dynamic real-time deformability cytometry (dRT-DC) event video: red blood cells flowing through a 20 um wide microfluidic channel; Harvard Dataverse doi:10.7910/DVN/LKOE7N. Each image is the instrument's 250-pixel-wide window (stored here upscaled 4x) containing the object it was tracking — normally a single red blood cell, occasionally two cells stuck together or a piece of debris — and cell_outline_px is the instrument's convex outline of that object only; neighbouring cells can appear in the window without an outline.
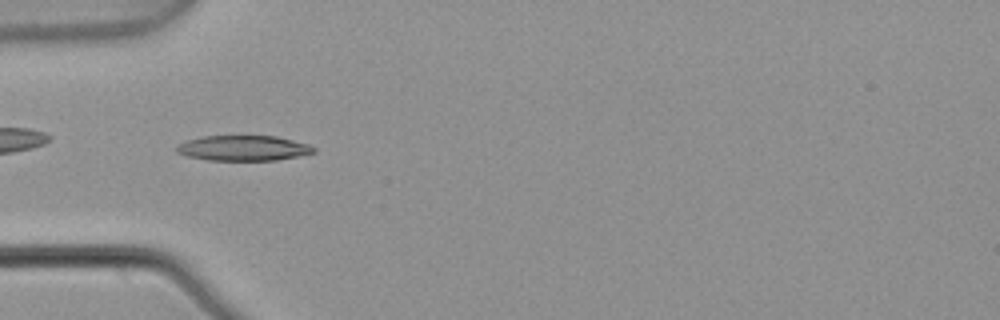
{"species": "common noctule bat (a hibernating species)", "species_latin": "Nyctalus noctula", "temperature_condition": "warm", "stored_images_in_passage": 7, "camera_frame_rate_fps": 3000, "um_per_image_px": 0.085, "animal": {"sex": "male", "body_mass_g": 21.5, "forearm_length_mm": 52.0}, "frame": {"image": 1, "passage_image": 5, "time_ms": 1.333, "image_size_px": [1000, 320], "cell_outline_px": [[316, 152], [276, 160], [208, 160], [188, 156], [176, 152], [176, 148], [180, 144], [188, 140], [204, 136], [276, 136], [308, 144], [316, 148]], "centroid_in_image_um": [20.7, 12.59], "position_along_channel_um": 64.3, "area_um2": 19.94}}
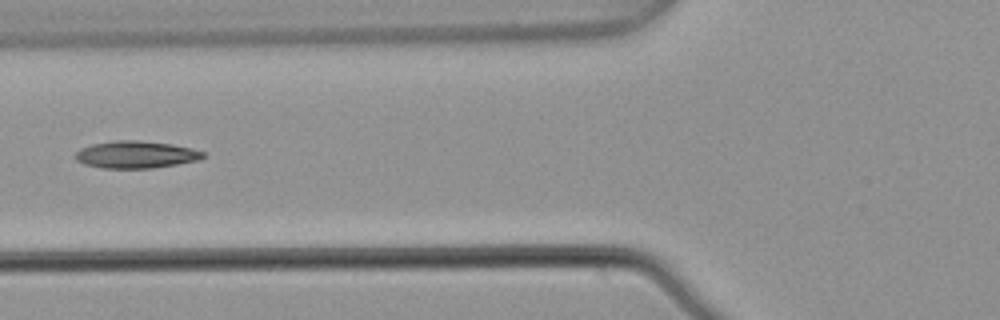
{"frame": {"image": 2, "passage_image": 6, "time_ms": 1.667, "image_size_px": [1000, 320], "cell_outline_px": [[204, 156], [200, 160], [152, 168], [100, 168], [84, 164], [76, 160], [72, 156], [80, 148], [92, 144], [116, 140], [140, 140], [172, 144], [192, 148], [204, 152]], "centroid_in_image_um": [11.52, 13.14], "position_along_channel_um": 114.3, "area_um2": 20.4}}
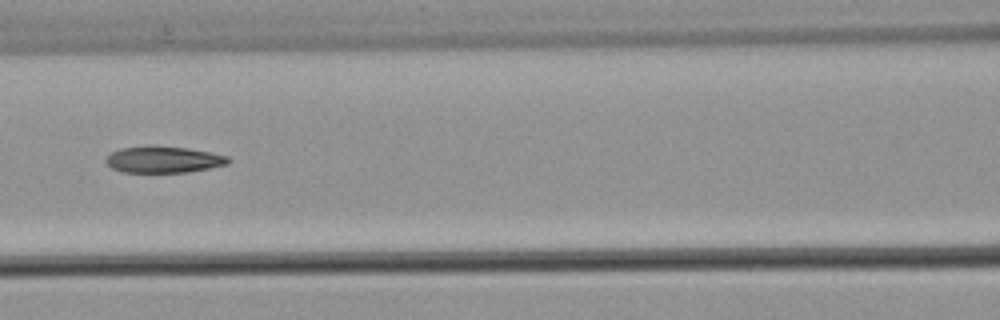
{"frame": {"image": 3, "passage_image": 7, "time_ms": 2.0, "image_size_px": [1000, 320], "cell_outline_px": [[232, 160], [228, 164], [188, 172], [124, 172], [112, 168], [104, 160], [112, 152], [120, 148], [148, 144], [156, 144], [188, 148], [212, 152], [228, 156]], "centroid_in_image_um": [13.91, 13.53], "position_along_channel_um": 152.7, "area_um2": 19.31}}